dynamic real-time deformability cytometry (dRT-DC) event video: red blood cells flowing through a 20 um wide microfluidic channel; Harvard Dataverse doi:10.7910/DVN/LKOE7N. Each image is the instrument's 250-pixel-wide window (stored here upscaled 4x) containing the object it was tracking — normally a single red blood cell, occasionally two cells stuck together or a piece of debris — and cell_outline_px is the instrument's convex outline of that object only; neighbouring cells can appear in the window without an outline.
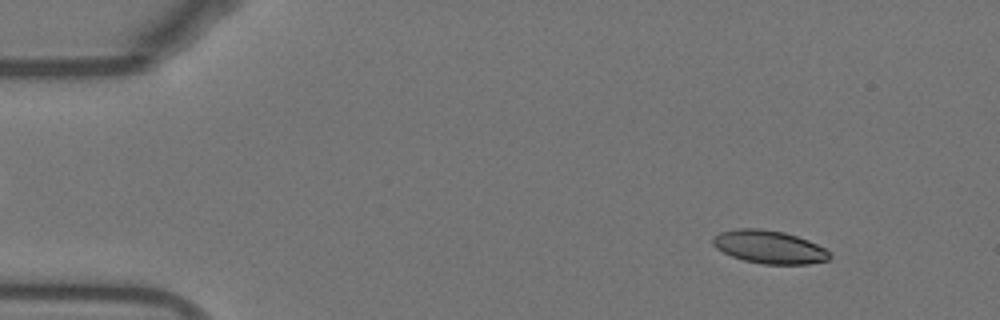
{"species": "Egyptian fruit bat (a non-hibernating species)", "species_latin": "Rousettus aegyptiacus", "temperature_condition": "warm", "stored_images_in_passage": 53, "camera_frame_rate_fps": 3000, "um_per_image_px": 0.085, "animal": {"sex": "female"}, "frame": {"image": 1, "passage_image": 6, "time_ms": 1.667, "image_size_px": [1000, 320], "cell_outline_px": [[832, 256], [828, 260], [808, 264], [764, 264], [744, 260], [732, 256], [716, 248], [712, 244], [712, 236], [720, 232], [736, 228], [760, 228], [784, 232], [808, 240], [824, 248]], "centroid_in_image_um": [65.36, 20.98], "position_along_channel_um": 19.6, "area_um2": 22.48}}
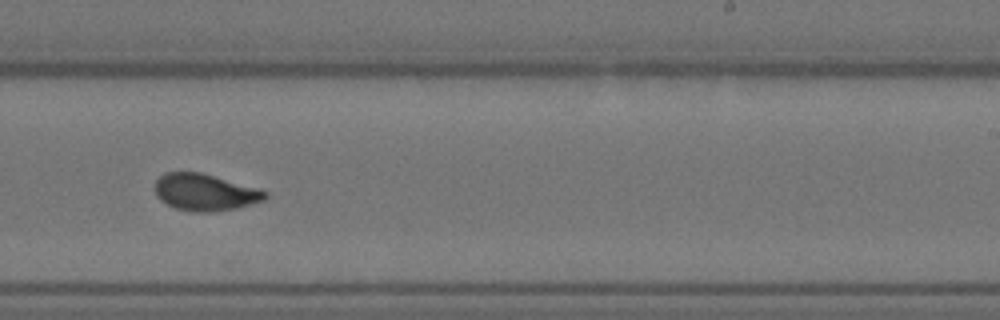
{"frame": {"image": 2, "passage_image": 33, "time_ms": 10.667, "image_size_px": [1000, 320], "cell_outline_px": [[268, 196], [264, 200], [236, 208], [212, 212], [196, 212], [176, 208], [160, 200], [156, 196], [156, 180], [164, 172], [200, 172], [260, 188], [268, 192]], "centroid_in_image_um": [17.45, 16.33], "position_along_channel_um": 271.6, "area_um2": 23.64}}
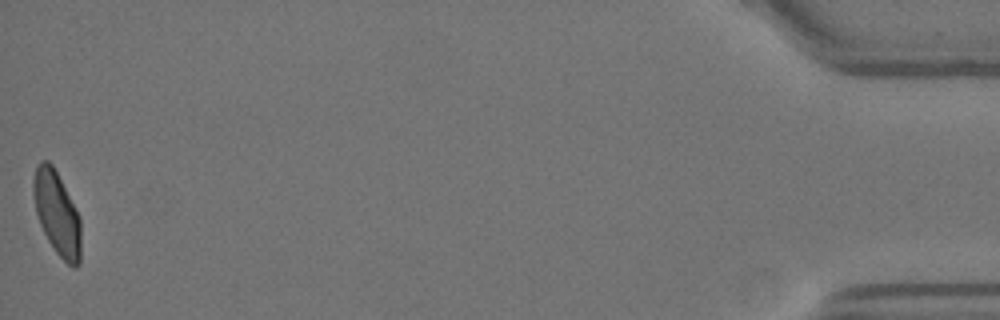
{"frame": {"image": 3, "passage_image": 53, "time_ms": 17.333, "image_size_px": [1000, 320], "cell_outline_px": [[80, 264], [76, 268], [72, 268], [56, 252], [48, 240], [40, 224], [36, 212], [32, 192], [32, 180], [36, 164], [40, 160], [48, 160], [52, 164], [76, 208], [80, 216]], "centroid_in_image_um": [4.83, 18.11], "position_along_channel_um": 430.4, "area_um2": 23.29}, "authors_computed_cell_mechanics": {"area_um2": 23.2934, "velocity_mm_per_s": 3.8291, "shape_relaxation_time_tau1_ms": 10.225, "shape_relaxation_time_tau2_ms": 0.9411, "deformation_change_tau1": 0.2482, "deformation_change_tau2": 0.0644}}